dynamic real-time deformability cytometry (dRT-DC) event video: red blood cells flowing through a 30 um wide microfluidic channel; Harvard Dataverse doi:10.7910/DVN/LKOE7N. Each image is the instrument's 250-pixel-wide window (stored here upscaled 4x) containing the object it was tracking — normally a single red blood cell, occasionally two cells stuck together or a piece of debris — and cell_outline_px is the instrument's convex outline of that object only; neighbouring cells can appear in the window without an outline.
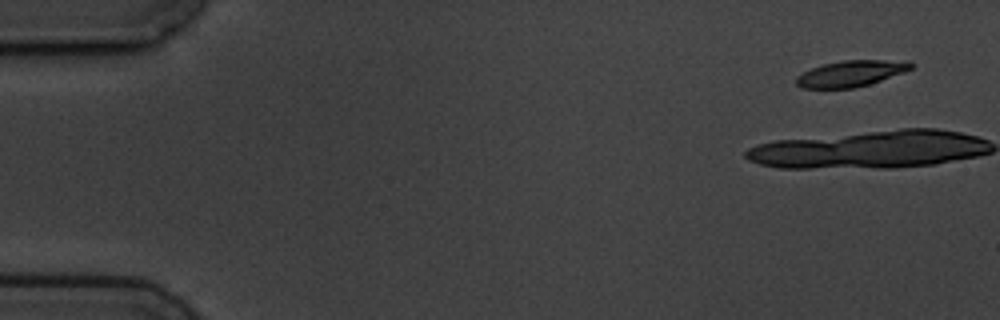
{"species": "common noctule bat (a hibernating species)", "species_latin": "Nyctalus noctula", "temperature_condition": "cold", "stored_images_in_passage": 5, "camera_frame_rate_fps": 3000, "um_per_image_px": 0.085, "animal": {"sex": "male", "body_mass_g": 19.5, "forearm_length_mm": 54.6}, "frame": {"image": 1, "passage_image": 1, "time_ms": 0.0, "image_size_px": [1000, 320], "cell_outline_px": [[912, 68], [904, 72], [868, 84], [852, 88], [800, 88], [796, 84], [796, 76], [812, 68], [824, 64], [844, 60], [908, 60], [912, 64]], "centroid_in_image_um": [72.32, 6.24], "position_along_channel_um": 12.7, "area_um2": 17.28}}